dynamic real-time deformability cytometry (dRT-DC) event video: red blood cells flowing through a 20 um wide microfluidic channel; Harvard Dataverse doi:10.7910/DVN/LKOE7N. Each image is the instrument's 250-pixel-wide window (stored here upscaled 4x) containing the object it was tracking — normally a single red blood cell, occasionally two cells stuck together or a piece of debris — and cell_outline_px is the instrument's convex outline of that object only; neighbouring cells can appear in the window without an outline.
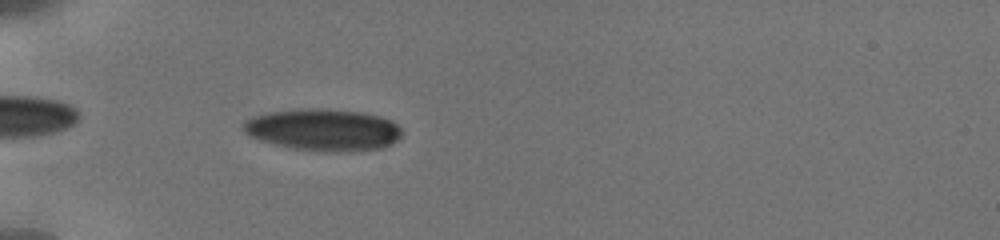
{"species": "human", "species_latin": "Homo sapiens", "temperature_condition": "cold", "stored_images_in_passage": 35, "camera_frame_rate_fps": 3000, "um_per_image_px": 0.085, "donor": {"sex": "male"}, "frame": {"image": 1, "passage_image": 3, "time_ms": 0.667, "image_size_px": [1000, 240], "cell_outline_px": [[400, 136], [392, 144], [384, 148], [348, 152], [324, 152], [296, 148], [276, 144], [260, 140], [244, 132], [240, 124], [244, 120], [252, 116], [264, 112], [296, 108], [320, 108], [360, 112], [380, 116], [392, 120], [400, 128]], "centroid_in_image_um": [27.45, 11.02], "position_along_channel_um": 57.6, "area_um2": 39.13}}
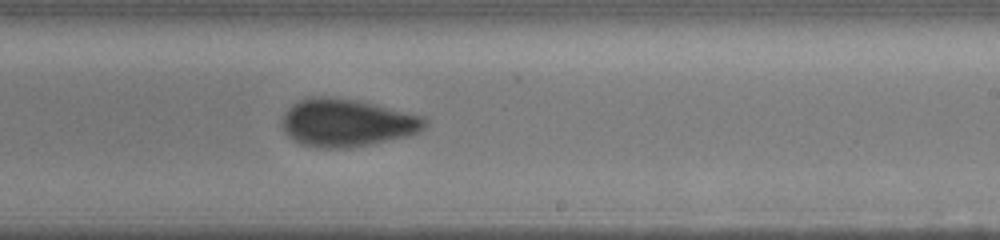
{"frame": {"image": 2, "passage_image": 18, "time_ms": 6.333, "image_size_px": [1000, 240], "cell_outline_px": [[428, 124], [424, 128], [408, 136], [348, 148], [320, 148], [300, 144], [292, 140], [284, 132], [280, 124], [280, 120], [284, 112], [292, 104], [308, 96], [328, 96], [356, 100], [424, 116], [428, 120]], "centroid_in_image_um": [29.42, 10.43], "position_along_channel_um": 259.6, "area_um2": 39.94}}
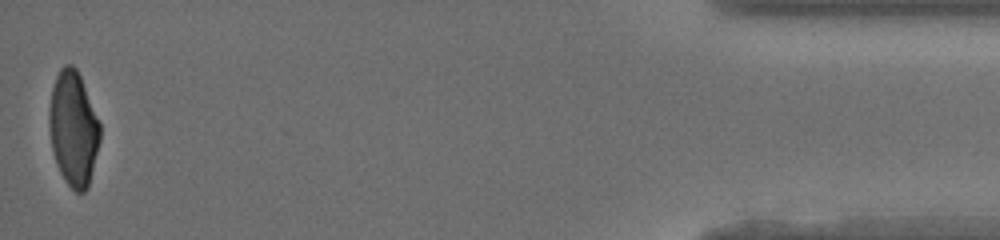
{"frame": {"image": 3, "passage_image": 35, "time_ms": 12.667, "image_size_px": [1000, 240], "cell_outline_px": [[100, 140], [88, 188], [84, 192], [76, 192], [64, 180], [56, 164], [52, 148], [48, 128], [48, 112], [52, 88], [56, 76], [60, 68], [64, 64], [72, 64], [76, 68], [80, 76], [100, 124]], "centroid_in_image_um": [6.21, 10.93], "position_along_channel_um": 429.0, "area_um2": 33.99}, "authors_computed_cell_mechanics": {"area_um2": 38.7838, "velocity_mm_per_s": 3.8534, "shape_relaxation_time_tau1_ms": 4.1188, "shape_relaxation_time_tau2_ms": 1.3901, "deformation_change_tau1": 0.1376, "deformation_change_tau2": 0.0517}}